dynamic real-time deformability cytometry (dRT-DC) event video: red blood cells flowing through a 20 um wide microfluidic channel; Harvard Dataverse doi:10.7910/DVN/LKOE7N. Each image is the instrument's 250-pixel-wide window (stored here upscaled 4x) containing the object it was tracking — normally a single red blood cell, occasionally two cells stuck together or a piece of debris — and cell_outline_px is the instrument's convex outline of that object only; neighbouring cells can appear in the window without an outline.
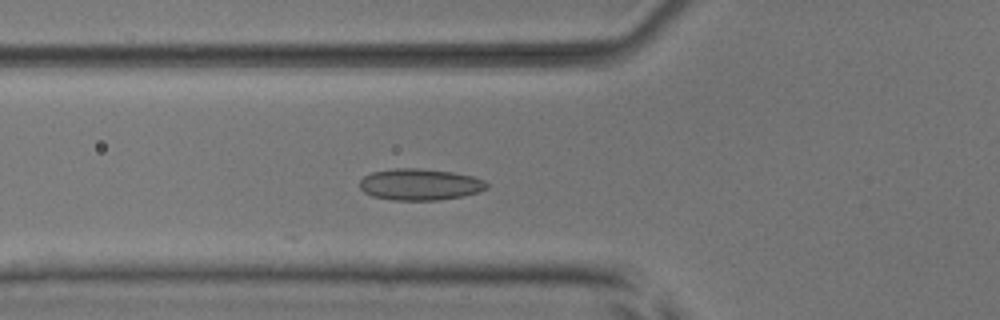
{"species": "common noctule bat (a hibernating species)", "species_latin": "Nyctalus noctula", "temperature_condition": "room temperature", "stored_images_in_passage": 30, "camera_frame_rate_fps": 3000, "um_per_image_px": 0.085, "animal": {"sex": "male", "body_mass_g": 17.9, "forearm_length_mm": 54.2}, "frame": {"image": 1, "passage_image": 19, "time_ms": 6.0, "image_size_px": [1000, 320], "cell_outline_px": [[488, 188], [480, 192], [464, 196], [436, 200], [392, 200], [372, 196], [364, 192], [360, 188], [360, 180], [364, 176], [372, 172], [396, 168], [420, 168], [452, 172], [472, 176], [484, 180], [488, 184]], "centroid_in_image_um": [35.71, 15.68], "position_along_channel_um": 90.1, "area_um2": 23.41}}
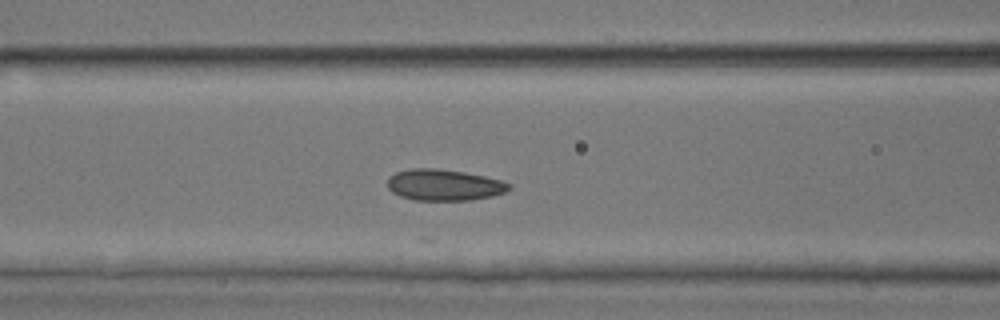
{"frame": {"image": 2, "passage_image": 22, "time_ms": 7.0, "image_size_px": [1000, 320], "cell_outline_px": [[512, 188], [504, 192], [492, 196], [468, 200], [416, 200], [400, 196], [392, 192], [388, 188], [388, 176], [396, 172], [412, 168], [436, 168], [464, 172], [484, 176], [500, 180], [512, 184]], "centroid_in_image_um": [37.74, 15.71], "position_along_channel_um": 128.9, "area_um2": 22.14}}
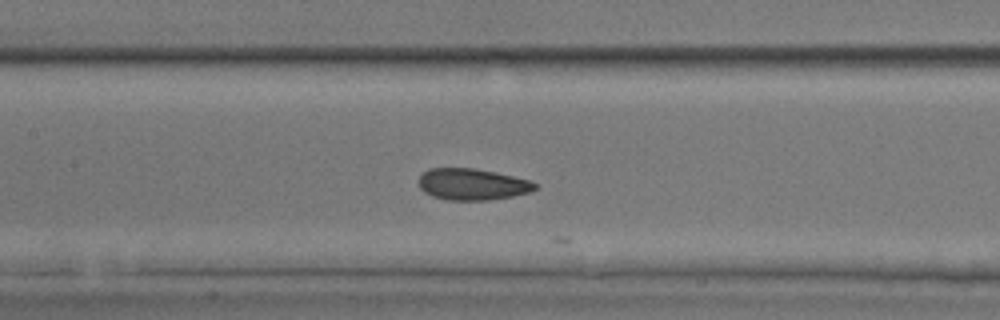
{"frame": {"image": 3, "passage_image": 25, "time_ms": 8.0, "image_size_px": [1000, 320], "cell_outline_px": [[536, 188], [528, 192], [512, 196], [488, 200], [448, 200], [432, 196], [424, 192], [420, 188], [416, 180], [428, 168], [472, 168], [496, 172], [528, 180], [536, 184]], "centroid_in_image_um": [40.07, 15.66], "position_along_channel_um": 167.3, "area_um2": 21.27}}